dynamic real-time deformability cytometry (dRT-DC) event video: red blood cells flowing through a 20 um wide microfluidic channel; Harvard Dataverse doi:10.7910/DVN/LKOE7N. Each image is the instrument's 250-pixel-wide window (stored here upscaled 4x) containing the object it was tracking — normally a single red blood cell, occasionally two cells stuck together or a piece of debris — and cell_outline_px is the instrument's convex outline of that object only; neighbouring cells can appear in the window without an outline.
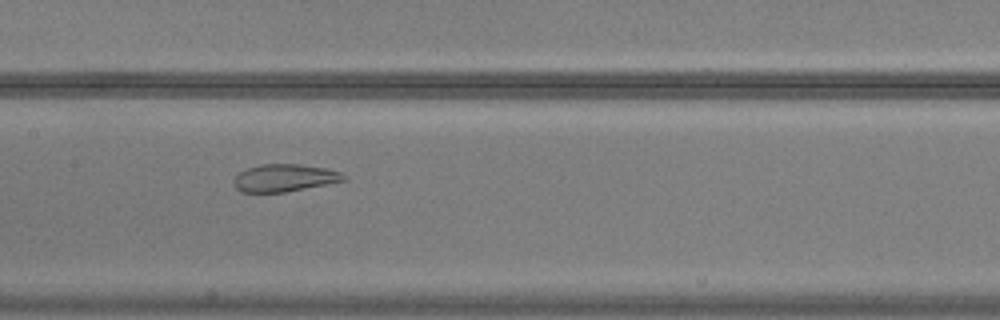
{"species": "common noctule bat (a hibernating species)", "species_latin": "Nyctalus noctula", "temperature_condition": "warm", "stored_images_in_passage": 55, "camera_frame_rate_fps": 3000, "um_per_image_px": 0.085, "animal": {"sex": "male", "body_mass_g": 20.5, "forearm_length_mm": 52.5}, "frame": {"image": 1, "passage_image": 28, "time_ms": 9.0, "image_size_px": [1000, 320], "cell_outline_px": [[348, 180], [284, 192], [240, 192], [236, 188], [232, 180], [240, 172], [248, 168], [260, 164], [300, 164], [324, 168], [340, 172], [348, 176]], "centroid_in_image_um": [24.19, 15.12], "position_along_channel_um": 183.2, "area_um2": 17.57}}
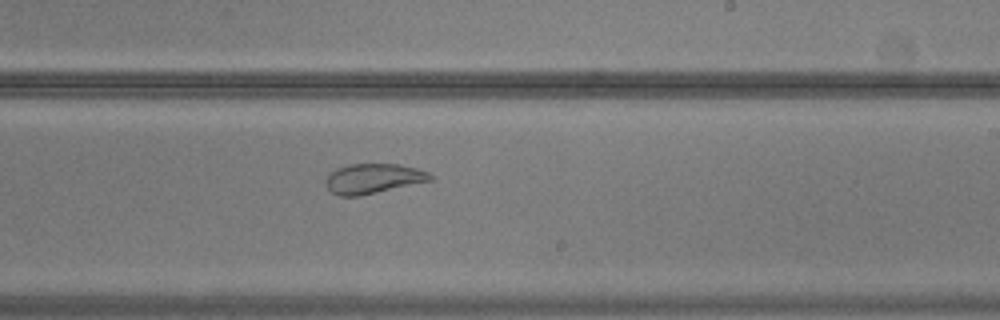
{"frame": {"image": 2, "passage_image": 34, "time_ms": 11.0, "image_size_px": [1000, 320], "cell_outline_px": [[432, 180], [360, 196], [340, 196], [332, 192], [324, 184], [324, 180], [336, 168], [348, 164], [396, 164], [416, 168], [428, 172], [432, 176]], "centroid_in_image_um": [31.69, 15.18], "position_along_channel_um": 257.3, "area_um2": 18.09}}
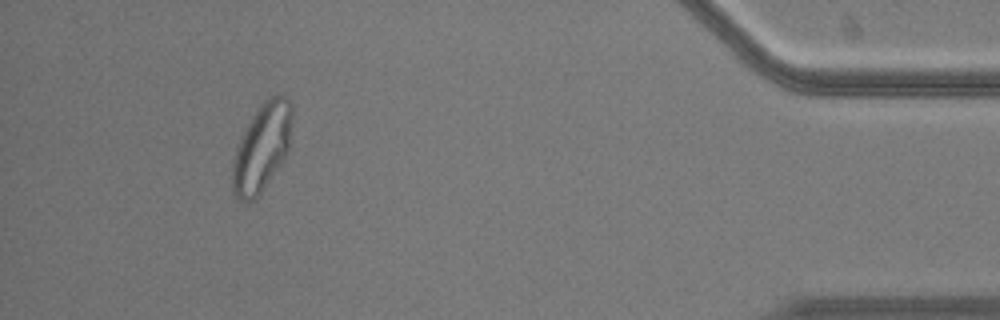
{"frame": {"image": 3, "passage_image": 51, "time_ms": 16.667, "image_size_px": [1000, 320], "cell_outline_px": [[292, 116], [288, 148], [284, 156], [260, 192], [252, 200], [236, 200], [232, 192], [232, 160], [236, 148], [256, 108], [264, 100], [272, 96], [284, 96], [292, 104]], "centroid_in_image_um": [22.22, 12.52], "position_along_channel_um": 413.0, "area_um2": 29.77}, "authors_computed_cell_mechanics": {"area_um2": 27.744, "velocity_mm_per_s": 3.7178, "shape_relaxation_time_tau1_ms": null, "shape_relaxation_time_tau2_ms": 0.9046, "deformation_change_tau1": null, "deformation_change_tau2": 0.0735}}